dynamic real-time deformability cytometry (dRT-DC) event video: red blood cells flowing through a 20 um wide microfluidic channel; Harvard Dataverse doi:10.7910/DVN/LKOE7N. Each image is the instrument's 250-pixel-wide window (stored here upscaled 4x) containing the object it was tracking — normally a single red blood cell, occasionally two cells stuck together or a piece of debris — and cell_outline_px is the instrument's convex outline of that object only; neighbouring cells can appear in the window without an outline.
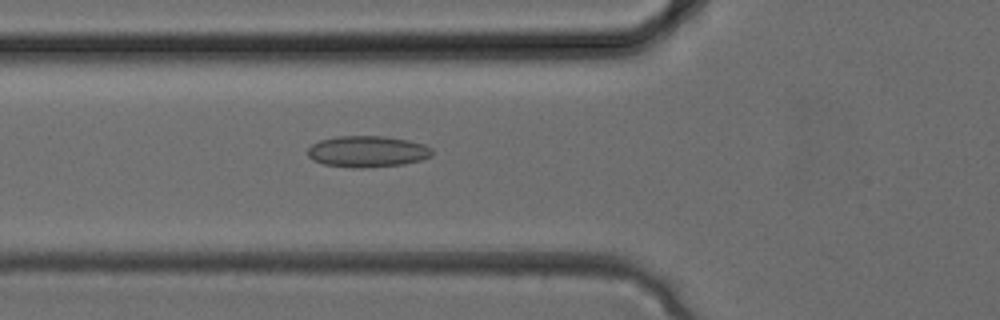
{"species": "common noctule bat (a hibernating species)", "species_latin": "Nyctalus noctula", "temperature_condition": "cold", "stored_images_in_passage": 7, "camera_frame_rate_fps": 3000, "um_per_image_px": 0.085, "animal": {"sex": "female", "body_mass_g": 24.6, "forearm_length_mm": 56.2}, "frame": {"image": 1, "passage_image": 2, "time_ms": 0.333, "image_size_px": [1000, 320], "cell_outline_px": [[432, 156], [420, 160], [404, 164], [360, 168], [352, 168], [324, 164], [312, 160], [308, 156], [308, 148], [312, 144], [320, 140], [336, 136], [384, 136], [408, 140], [424, 144], [432, 148]], "centroid_in_image_um": [31.22, 12.87], "position_along_channel_um": 94.6, "area_um2": 22.77}}
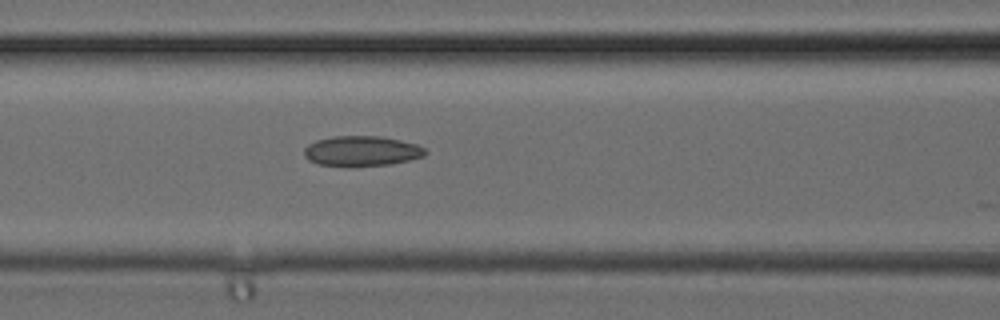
{"frame": {"image": 2, "passage_image": 4, "time_ms": 1.0, "image_size_px": [1000, 320], "cell_outline_px": [[428, 152], [424, 156], [392, 164], [352, 168], [348, 168], [316, 164], [308, 160], [304, 156], [304, 148], [308, 144], [316, 140], [332, 136], [380, 136], [400, 140], [416, 144], [424, 148]], "centroid_in_image_um": [30.7, 12.87], "position_along_channel_um": 135.9, "area_um2": 21.91}}
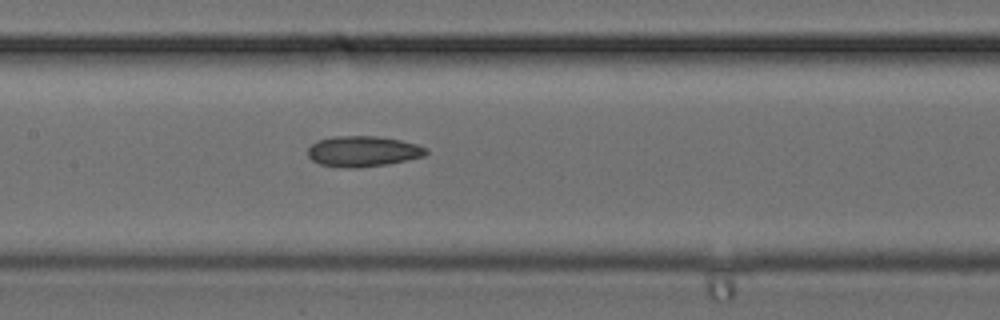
{"frame": {"image": 3, "passage_image": 6, "time_ms": 1.667, "image_size_px": [1000, 320], "cell_outline_px": [[428, 152], [424, 156], [408, 160], [388, 164], [360, 168], [344, 168], [320, 164], [312, 160], [308, 156], [308, 148], [312, 144], [320, 140], [332, 136], [376, 136], [400, 140], [416, 144], [428, 148]], "centroid_in_image_um": [30.87, 12.87], "position_along_channel_um": 176.5, "area_um2": 21.21}}